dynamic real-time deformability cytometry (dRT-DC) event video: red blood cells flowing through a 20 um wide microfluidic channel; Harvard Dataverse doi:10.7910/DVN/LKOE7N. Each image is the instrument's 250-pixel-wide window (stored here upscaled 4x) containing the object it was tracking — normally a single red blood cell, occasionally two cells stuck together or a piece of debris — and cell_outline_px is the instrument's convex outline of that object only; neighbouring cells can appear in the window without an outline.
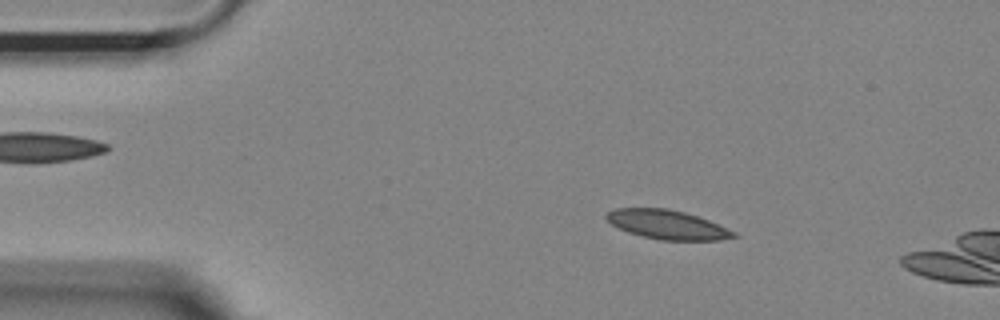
{"species": "Egyptian fruit bat (a non-hibernating species)", "species_latin": "Rousettus aegyptiacus", "temperature_condition": "room temperature", "stored_images_in_passage": 51, "camera_frame_rate_fps": 3000, "um_per_image_px": 0.085, "animal": {"sex": "female"}, "frame": {"image": 1, "passage_image": 8, "time_ms": 2.333, "image_size_px": [1000, 320], "cell_outline_px": [[740, 236], [720, 240], [660, 240], [628, 232], [612, 224], [604, 216], [608, 212], [616, 208], [668, 208], [684, 212], [708, 220], [736, 232]], "centroid_in_image_um": [56.74, 19.09], "position_along_channel_um": 28.3, "area_um2": 21.39}}
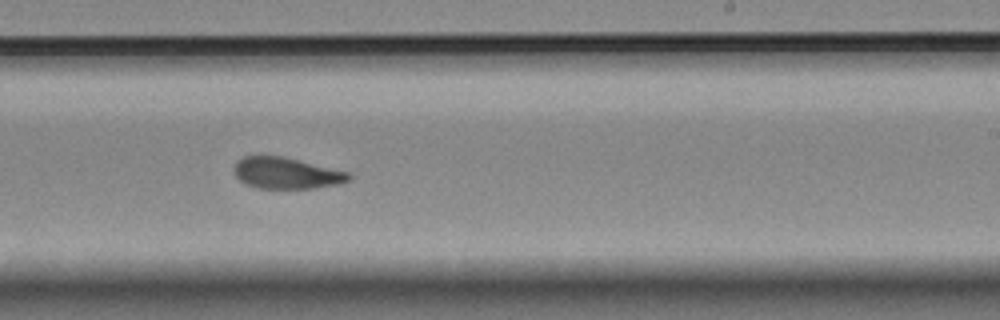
{"frame": {"image": 2, "passage_image": 32, "time_ms": 10.333, "image_size_px": [1000, 320], "cell_outline_px": [[352, 180], [340, 184], [316, 188], [256, 188], [244, 184], [236, 176], [236, 160], [244, 156], [284, 156], [348, 172], [352, 176]], "centroid_in_image_um": [24.38, 14.72], "position_along_channel_um": 264.6, "area_um2": 20.98}}
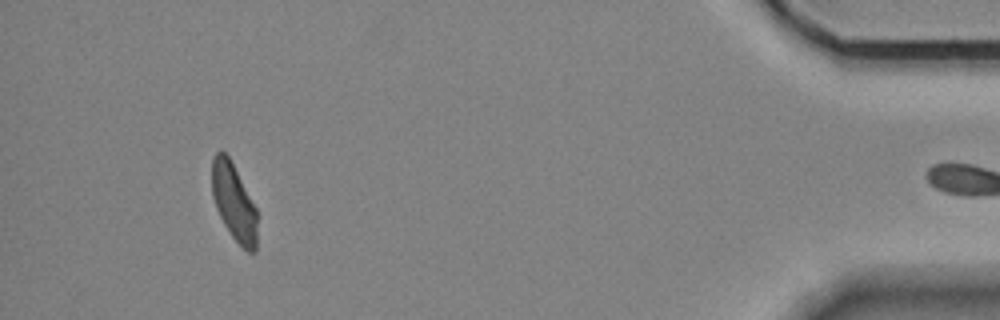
{"frame": {"image": 3, "passage_image": 50, "time_ms": 16.333, "image_size_px": [1000, 320], "cell_outline_px": [[256, 252], [248, 252], [232, 236], [224, 224], [216, 208], [212, 196], [212, 160], [216, 152], [224, 152], [228, 156], [256, 208]], "centroid_in_image_um": [19.86, 17.19], "position_along_channel_um": 415.3, "area_um2": 19.83}, "authors_computed_cell_mechanics": {"area_um2": 21.4438, "velocity_mm_per_s": 3.618, "shape_relaxation_time_tau1_ms": null, "shape_relaxation_time_tau2_ms": 2.9718, "deformation_change_tau1": null, "deformation_change_tau2": 0.0975}}